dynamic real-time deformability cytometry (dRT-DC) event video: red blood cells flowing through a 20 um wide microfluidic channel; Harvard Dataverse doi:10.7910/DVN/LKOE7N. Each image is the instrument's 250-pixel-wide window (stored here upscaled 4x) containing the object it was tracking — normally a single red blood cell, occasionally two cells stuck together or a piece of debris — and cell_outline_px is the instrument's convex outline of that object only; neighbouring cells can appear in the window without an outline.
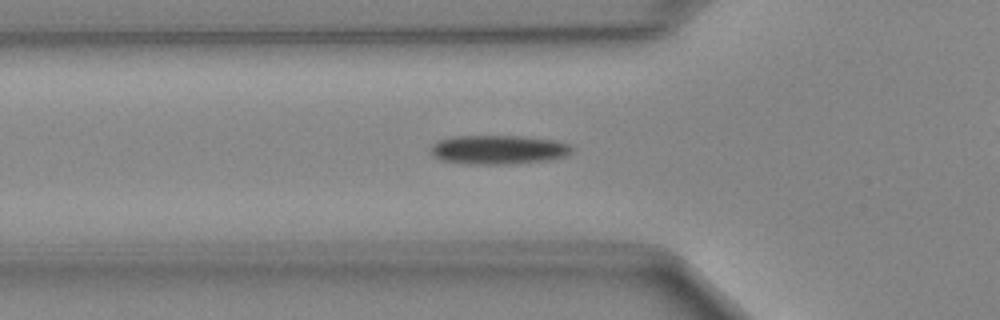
{"species": "Egyptian fruit bat (a non-hibernating species)", "species_latin": "Rousettus aegyptiacus", "temperature_condition": "cold", "stored_images_in_passage": 36, "camera_frame_rate_fps": 3000, "um_per_image_px": 0.085, "animal": {"sex": "female"}, "frame": {"image": 1, "passage_image": 10, "time_ms": 3.0, "image_size_px": [1000, 320], "cell_outline_px": [[572, 152], [564, 156], [552, 160], [508, 164], [472, 164], [444, 160], [436, 156], [432, 152], [432, 144], [440, 140], [452, 136], [520, 136], [552, 140], [568, 144], [572, 148]], "centroid_in_image_um": [42.4, 12.72], "position_along_channel_um": 83.4, "area_um2": 23.58}}
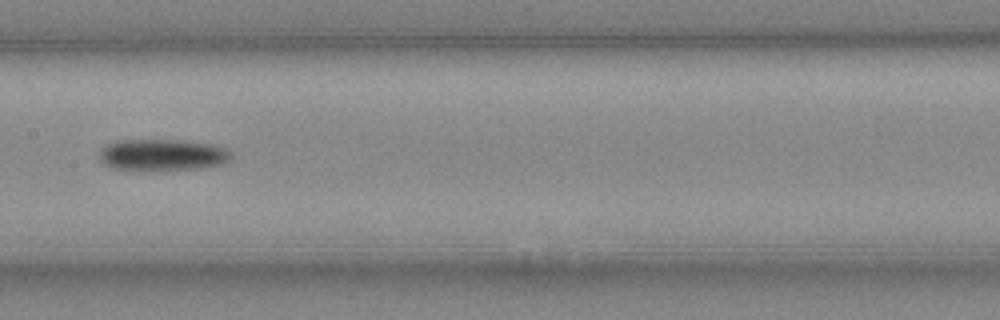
{"frame": {"image": 2, "passage_image": 18, "time_ms": 5.667, "image_size_px": [1000, 320], "cell_outline_px": [[232, 156], [228, 160], [220, 164], [200, 168], [152, 172], [132, 172], [108, 168], [100, 160], [100, 152], [108, 144], [116, 140], [184, 140], [212, 144], [228, 148], [232, 152]], "centroid_in_image_um": [13.77, 13.2], "position_along_channel_um": 193.6, "area_um2": 25.2}}
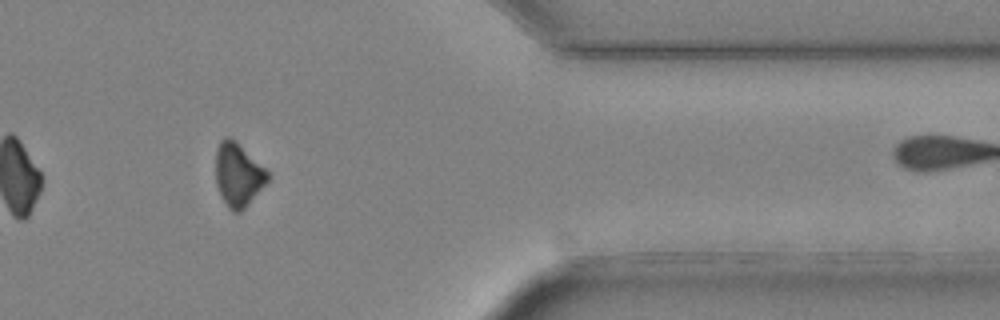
{"frame": {"image": 3, "passage_image": 34, "time_ms": 11.0, "image_size_px": [1000, 320], "cell_outline_px": [[268, 180], [248, 204], [240, 212], [232, 212], [228, 208], [216, 184], [216, 148], [220, 140], [224, 136], [228, 136], [236, 140], [268, 172]], "centroid_in_image_um": [20.21, 14.82], "position_along_channel_um": 391.2, "area_um2": 18.96}}